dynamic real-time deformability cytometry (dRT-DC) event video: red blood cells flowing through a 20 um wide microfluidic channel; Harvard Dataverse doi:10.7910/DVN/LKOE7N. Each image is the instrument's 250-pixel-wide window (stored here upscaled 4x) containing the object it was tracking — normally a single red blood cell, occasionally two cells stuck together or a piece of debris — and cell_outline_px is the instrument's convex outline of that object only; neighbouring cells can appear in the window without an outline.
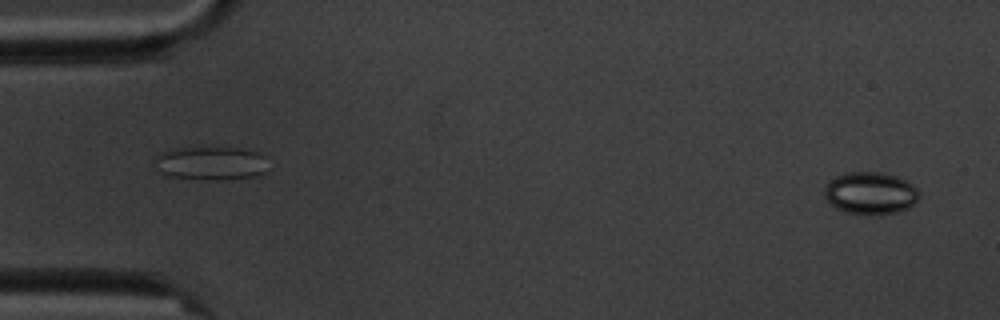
{"species": "common noctule bat (a hibernating species)", "species_latin": "Nyctalus noctula", "temperature_condition": "cold", "stored_images_in_passage": 5, "segment_of_instrument_passage": [2, 2], "camera_frame_rate_fps": 3000, "um_per_image_px": 0.085, "animal": {"sex": "male", "body_mass_g": 20.1, "forearm_length_mm": 53.5}, "frame": {"image": 1, "passage_image": 5, "time_ms": 5.667, "image_size_px": [1000, 320], "cell_outline_px": [[920, 196], [908, 208], [896, 212], [844, 212], [836, 208], [824, 196], [824, 188], [828, 180], [844, 172], [880, 172], [896, 176], [912, 184], [920, 192]], "centroid_in_image_um": [73.96, 16.37], "position_along_channel_um": 11.0, "area_um2": 22.83}}